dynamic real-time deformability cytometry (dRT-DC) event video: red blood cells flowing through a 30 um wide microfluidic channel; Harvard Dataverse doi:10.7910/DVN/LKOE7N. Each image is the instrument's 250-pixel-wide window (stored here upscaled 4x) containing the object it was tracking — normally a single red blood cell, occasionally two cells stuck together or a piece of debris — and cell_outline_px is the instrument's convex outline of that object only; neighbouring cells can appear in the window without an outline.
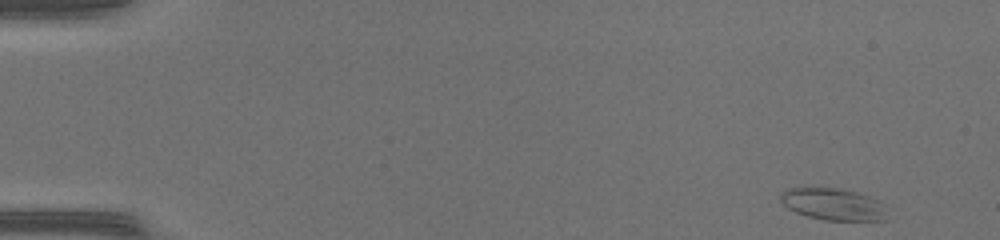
{"species": "common noctule bat (a hibernating species)", "species_latin": "Nyctalus noctula", "temperature_condition": "warm", "stored_images_in_passage": 46, "camera_frame_rate_fps": 3000, "um_per_image_px": 0.085, "animal": {"sex": "female", "body_mass_g": 17.0, "forearm_length_mm": 48.0}, "frame": {"image": 1, "passage_image": 1, "time_ms": 0.0, "image_size_px": [1000, 240], "cell_outline_px": [[888, 220], [824, 220], [808, 216], [796, 212], [788, 208], [780, 200], [780, 196], [788, 188], [836, 188], [868, 196], [876, 200]], "centroid_in_image_um": [70.75, 17.37], "position_along_channel_um": 14.3, "area_um2": 19.07}}
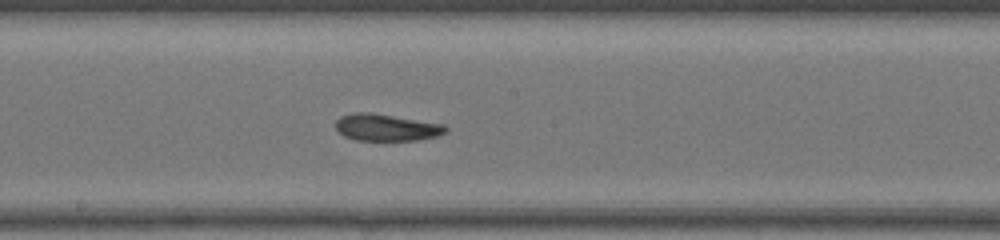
{"frame": {"image": 2, "passage_image": 25, "time_ms": 8.0, "image_size_px": [1000, 240], "cell_outline_px": [[448, 132], [436, 136], [416, 140], [356, 140], [344, 136], [336, 128], [336, 120], [340, 116], [352, 112], [372, 112], [444, 124], [448, 128]], "centroid_in_image_um": [32.85, 10.82], "position_along_channel_um": 215.4, "area_um2": 17.34}}
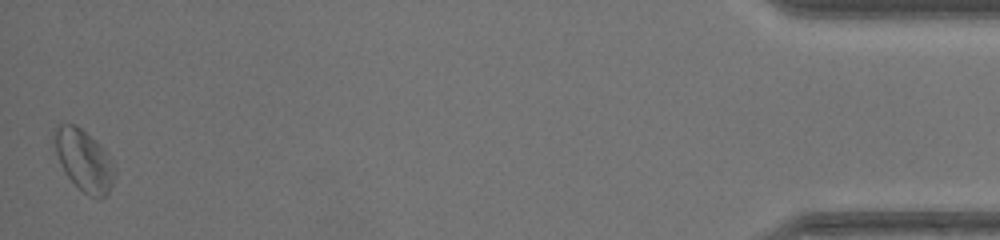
{"frame": {"image": 3, "passage_image": 46, "time_ms": 15.0, "image_size_px": [1000, 240], "cell_outline_px": [[116, 172], [112, 184], [108, 192], [100, 200], [88, 196], [64, 172], [56, 152], [56, 128], [60, 124], [76, 124], [100, 144], [108, 152], [116, 168]], "centroid_in_image_um": [7.2, 13.65], "position_along_channel_um": 428.0, "area_um2": 21.33}, "authors_computed_cell_mechanics": {"area_um2": 18.4093, "velocity_mm_per_s": 4.3174, "shape_relaxation_time_tau1_ms": 11.1861, "shape_relaxation_time_tau2_ms": 2.1019, "deformation_change_tau1": 0.2411, "deformation_change_tau2": 0.0826}}